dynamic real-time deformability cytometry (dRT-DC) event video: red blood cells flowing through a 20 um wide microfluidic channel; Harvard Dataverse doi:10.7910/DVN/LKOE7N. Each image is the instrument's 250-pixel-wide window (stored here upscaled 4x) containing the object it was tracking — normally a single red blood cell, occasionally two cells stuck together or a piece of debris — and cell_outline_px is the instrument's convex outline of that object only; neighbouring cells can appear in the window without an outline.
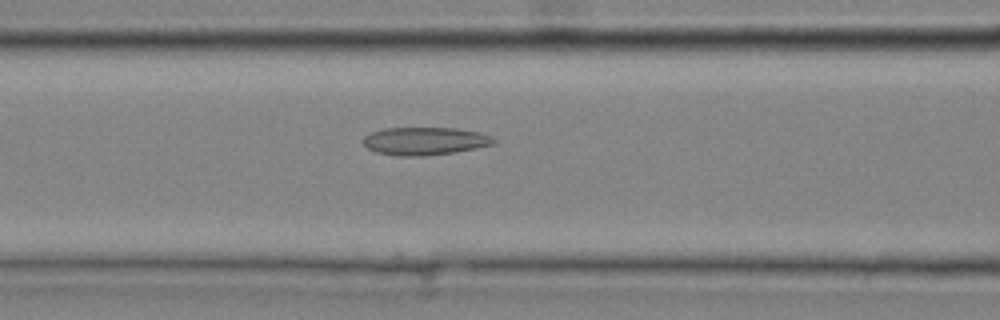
{"species": "common noctule bat (a hibernating species)", "species_latin": "Nyctalus noctula", "temperature_condition": "cold", "stored_images_in_passage": 38, "camera_frame_rate_fps": 3000, "um_per_image_px": 0.085, "animal": {"sex": "male", "body_mass_g": 20.4}, "frame": {"image": 1, "passage_image": 17, "time_ms": 5.333, "image_size_px": [1000, 320], "cell_outline_px": [[496, 144], [456, 152], [424, 156], [400, 156], [376, 152], [368, 148], [364, 144], [364, 136], [372, 132], [384, 128], [456, 128], [480, 132], [492, 136], [496, 140]], "centroid_in_image_um": [36.16, 11.99], "position_along_channel_um": 130.4, "area_um2": 21.27}}
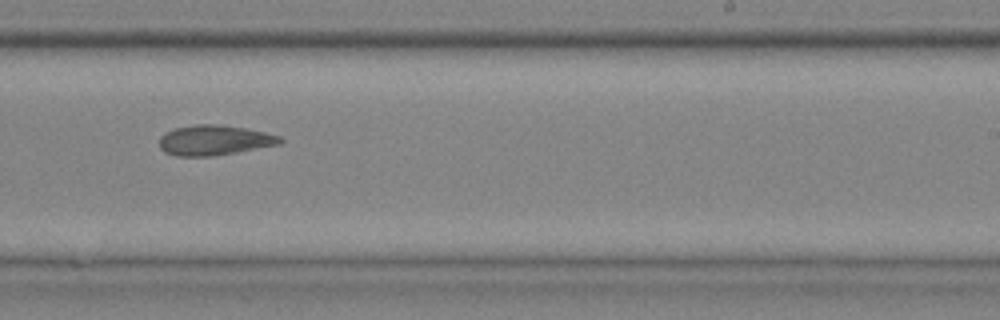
{"frame": {"image": 2, "passage_image": 26, "time_ms": 8.333, "image_size_px": [1000, 320], "cell_outline_px": [[284, 140], [280, 144], [236, 152], [212, 156], [176, 156], [164, 152], [160, 148], [160, 136], [164, 132], [176, 128], [196, 124], [216, 124], [244, 128], [264, 132], [280, 136]], "centroid_in_image_um": [18.19, 11.92], "position_along_channel_um": 270.8, "area_um2": 21.1}}
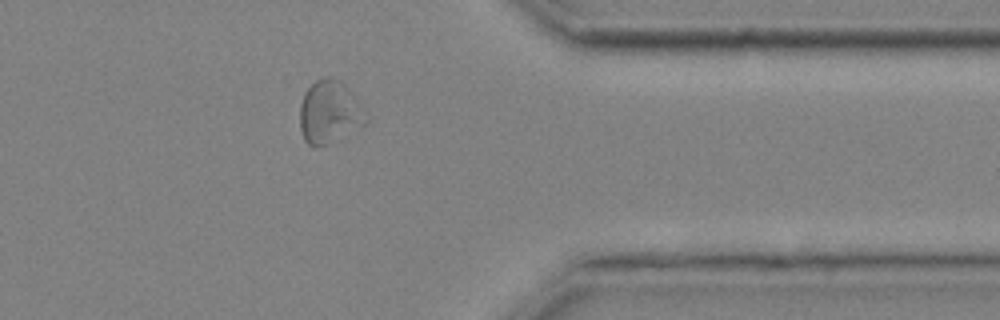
{"frame": {"image": 3, "passage_image": 34, "time_ms": 11.0, "image_size_px": [1000, 320], "cell_outline_px": [[368, 120], [360, 128], [328, 144], [308, 144], [304, 140], [300, 128], [300, 104], [304, 92], [316, 80], [328, 76], [340, 80], [352, 92], [364, 108]], "centroid_in_image_um": [28.02, 9.51], "position_along_channel_um": 383.4, "area_um2": 24.16}}